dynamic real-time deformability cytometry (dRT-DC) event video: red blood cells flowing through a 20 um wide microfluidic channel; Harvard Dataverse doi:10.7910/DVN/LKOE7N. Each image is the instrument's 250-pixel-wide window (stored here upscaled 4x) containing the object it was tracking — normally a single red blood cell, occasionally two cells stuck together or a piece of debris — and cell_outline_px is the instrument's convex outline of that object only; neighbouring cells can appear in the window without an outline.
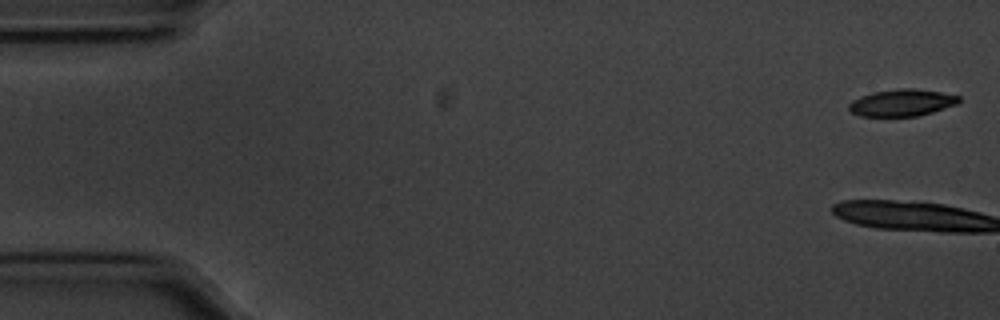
{"species": "common noctule bat (a hibernating species)", "species_latin": "Nyctalus noctula", "temperature_condition": "cold", "stored_images_in_passage": 16, "camera_frame_rate_fps": 3000, "um_per_image_px": 0.085, "animal": {"sex": "male", "body_mass_g": 20.1, "forearm_length_mm": 53.5}, "frame": {"image": 1, "passage_image": 1, "time_ms": 0.0, "image_size_px": [1000, 320], "cell_outline_px": [[960, 104], [932, 112], [916, 116], [860, 116], [852, 112], [848, 108], [848, 104], [852, 100], [860, 96], [872, 92], [900, 88], [912, 88], [940, 92], [960, 96]], "centroid_in_image_um": [76.67, 8.73], "position_along_channel_um": 8.3, "area_um2": 17.34}}